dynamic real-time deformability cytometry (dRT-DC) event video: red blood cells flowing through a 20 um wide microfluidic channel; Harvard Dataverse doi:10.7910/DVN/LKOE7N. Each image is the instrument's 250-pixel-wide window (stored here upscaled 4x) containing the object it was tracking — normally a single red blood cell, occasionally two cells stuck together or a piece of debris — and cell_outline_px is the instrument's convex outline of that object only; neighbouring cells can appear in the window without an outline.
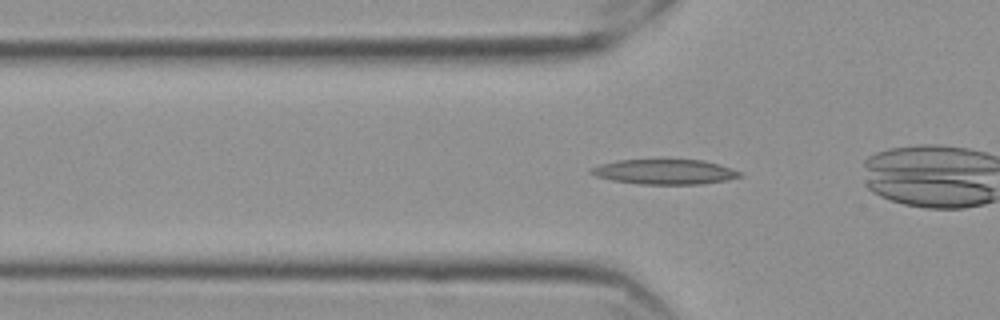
{"species": "Egyptian fruit bat (a non-hibernating species)", "species_latin": "Rousettus aegyptiacus", "temperature_condition": "cold", "stored_images_in_passage": 55, "camera_frame_rate_fps": 3000, "um_per_image_px": 0.085, "frame": {"image": 1, "passage_image": 16, "time_ms": 5.0, "image_size_px": [1000, 320], "cell_outline_px": [[744, 176], [724, 180], [700, 184], [640, 184], [612, 180], [596, 176], [588, 172], [588, 168], [600, 164], [616, 160], [704, 160], [740, 172]], "centroid_in_image_um": [56.42, 14.6], "position_along_channel_um": 69.4, "area_um2": 21.44}}
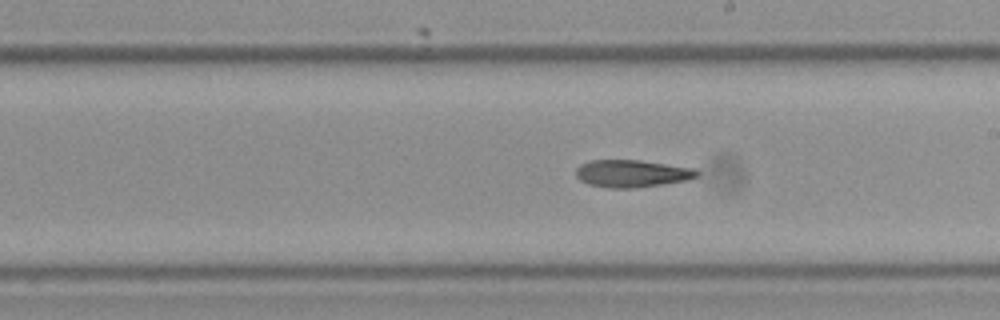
{"frame": {"image": 2, "passage_image": 30, "time_ms": 9.667, "image_size_px": [1000, 320], "cell_outline_px": [[700, 176], [688, 180], [632, 188], [608, 188], [588, 184], [580, 180], [576, 176], [576, 168], [580, 164], [592, 160], [640, 160], [692, 168], [700, 172]], "centroid_in_image_um": [53.7, 14.75], "position_along_channel_um": 235.3, "area_um2": 19.25}}
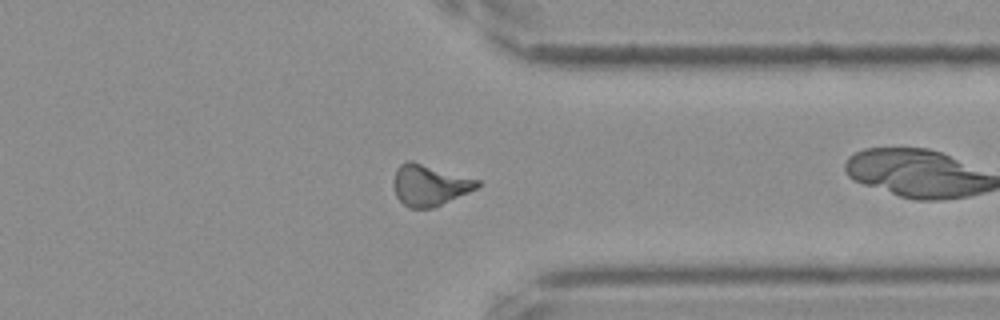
{"frame": {"image": 3, "passage_image": 42, "time_ms": 13.667, "image_size_px": [1000, 320], "cell_outline_px": [[480, 184], [476, 188], [468, 192], [432, 208], [408, 208], [396, 196], [392, 184], [392, 180], [396, 168], [400, 164], [408, 160], [412, 160], [480, 180]], "centroid_in_image_um": [36.46, 15.71], "position_along_channel_um": 374.9, "area_um2": 20.11}}